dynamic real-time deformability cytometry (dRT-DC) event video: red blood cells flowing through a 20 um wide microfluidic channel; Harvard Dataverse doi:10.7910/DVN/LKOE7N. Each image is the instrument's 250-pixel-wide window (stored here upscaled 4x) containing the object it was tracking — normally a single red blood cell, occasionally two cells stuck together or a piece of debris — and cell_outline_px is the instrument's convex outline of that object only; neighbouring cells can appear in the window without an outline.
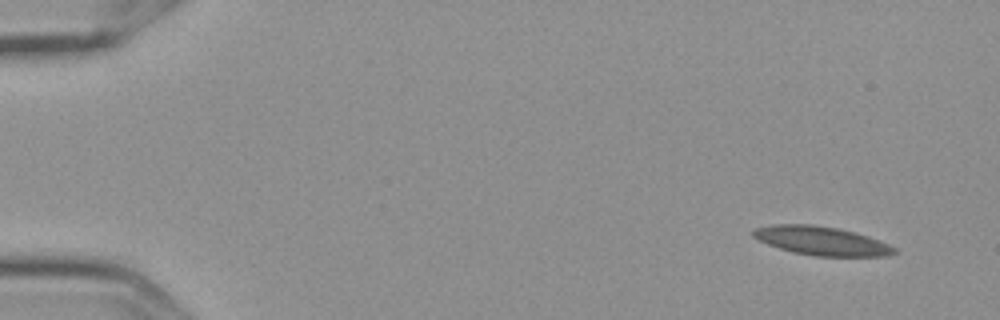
{"species": "Egyptian fruit bat (a non-hibernating species)", "species_latin": "Rousettus aegyptiacus", "temperature_condition": "cold", "stored_images_in_passage": 6, "camera_frame_rate_fps": 3000, "um_per_image_px": 0.085, "frame": {"image": 1, "passage_image": 1, "time_ms": 0.0, "image_size_px": [1000, 320], "cell_outline_px": [[896, 252], [888, 256], [816, 256], [792, 252], [768, 244], [752, 236], [752, 228], [772, 224], [812, 224], [836, 228], [856, 232], [868, 236], [888, 244], [896, 248]], "centroid_in_image_um": [69.8, 20.46], "position_along_channel_um": 15.2, "area_um2": 23.64}}
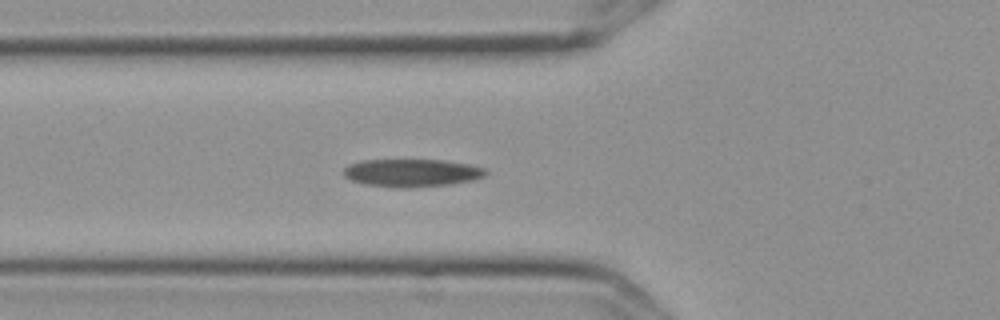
{"frame": {"image": 2, "passage_image": 6, "time_ms": 1.667, "image_size_px": [1000, 320], "cell_outline_px": [[488, 172], [484, 176], [472, 180], [448, 184], [408, 188], [392, 188], [364, 184], [352, 180], [344, 176], [344, 168], [348, 164], [360, 160], [444, 160], [468, 164], [484, 168]], "centroid_in_image_um": [34.96, 14.69], "position_along_channel_um": 90.8, "area_um2": 23.06}}